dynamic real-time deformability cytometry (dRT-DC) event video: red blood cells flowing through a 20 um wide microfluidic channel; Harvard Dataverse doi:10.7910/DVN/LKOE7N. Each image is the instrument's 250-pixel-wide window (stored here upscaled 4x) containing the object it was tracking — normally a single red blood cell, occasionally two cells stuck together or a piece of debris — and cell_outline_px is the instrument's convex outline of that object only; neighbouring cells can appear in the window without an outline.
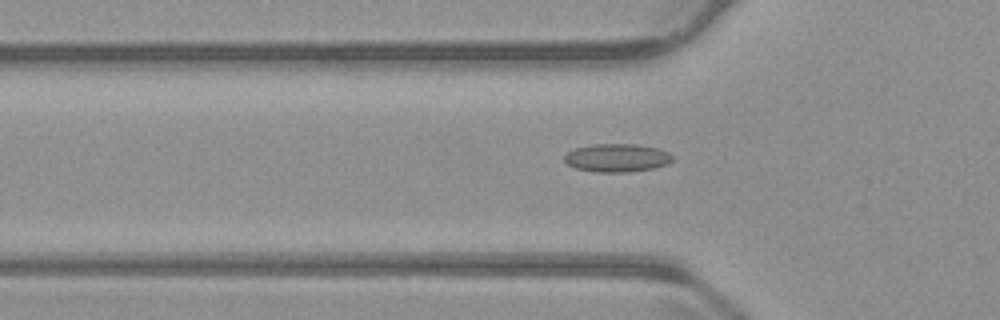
{"species": "common noctule bat (a hibernating species)", "species_latin": "Nyctalus noctula", "temperature_condition": "warm", "stored_images_in_passage": 55, "camera_frame_rate_fps": 3000, "um_per_image_px": 0.085, "animal": {"sex": "male", "body_mass_g": 23.1, "forearm_length_mm": 52.7}, "frame": {"image": 1, "passage_image": 18, "time_ms": 5.667, "image_size_px": [1000, 320], "cell_outline_px": [[676, 156], [668, 164], [652, 168], [628, 172], [596, 172], [576, 168], [568, 164], [564, 160], [564, 156], [568, 152], [576, 148], [592, 144], [636, 144], [660, 148]], "centroid_in_image_um": [52.49, 13.41], "position_along_channel_um": 73.3, "area_um2": 17.86}}
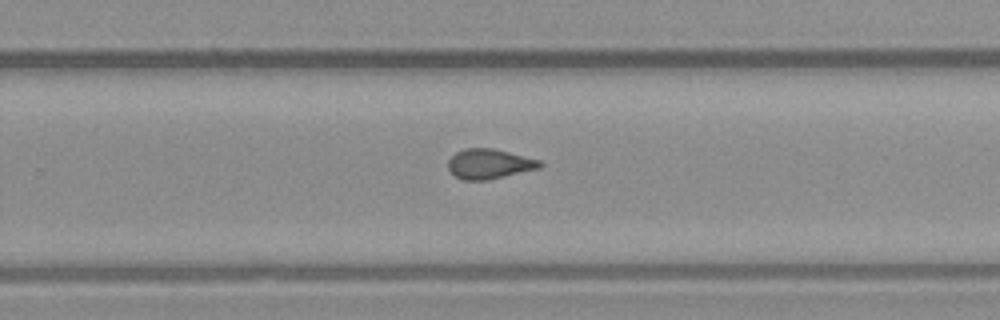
{"frame": {"image": 2, "passage_image": 35, "time_ms": 11.333, "image_size_px": [1000, 320], "cell_outline_px": [[544, 164], [540, 168], [488, 180], [464, 180], [456, 176], [448, 168], [448, 160], [456, 152], [464, 148], [492, 148], [540, 160]], "centroid_in_image_um": [41.59, 13.93], "position_along_channel_um": 288.2, "area_um2": 15.9}}
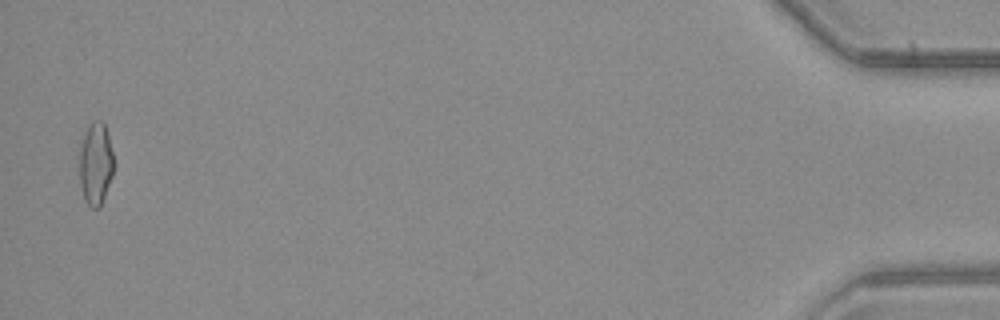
{"frame": {"image": 3, "passage_image": 54, "time_ms": 17.667, "image_size_px": [1000, 320], "cell_outline_px": [[116, 164], [112, 176], [100, 208], [92, 208], [84, 200], [80, 184], [80, 140], [92, 120], [100, 120], [104, 124], [108, 136]], "centroid_in_image_um": [8.14, 13.91], "position_along_channel_um": 427.1, "area_um2": 16.76}, "authors_computed_cell_mechanics": {"area_um2": 16.3574, "velocity_mm_per_s": 3.7739, "shape_relaxation_time_tau1_ms": null, "shape_relaxation_time_tau2_ms": 1.5319, "deformation_change_tau1": null, "deformation_change_tau2": 0.0861}}